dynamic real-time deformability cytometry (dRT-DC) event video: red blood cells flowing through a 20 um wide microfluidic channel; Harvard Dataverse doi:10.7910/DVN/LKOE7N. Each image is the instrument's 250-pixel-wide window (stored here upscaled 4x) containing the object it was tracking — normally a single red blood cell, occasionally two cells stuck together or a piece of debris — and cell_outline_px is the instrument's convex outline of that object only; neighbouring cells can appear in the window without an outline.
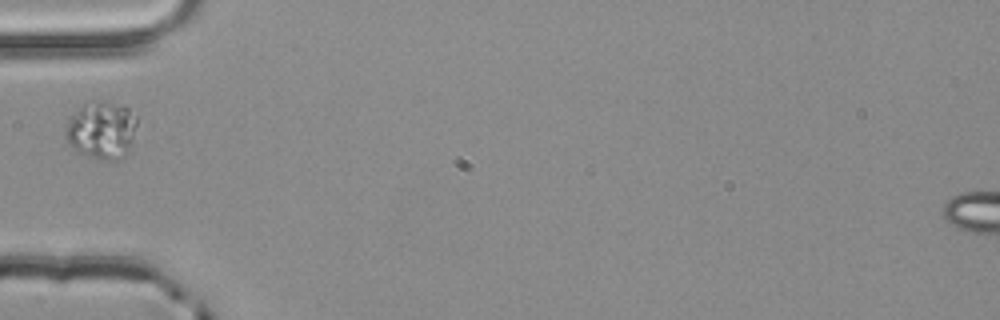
{"species": "common noctule bat (a hibernating species)", "species_latin": "Nyctalus noctula", "temperature_condition": "room temperature", "stored_images_in_passage": 1, "camera_frame_rate_fps": 3000, "um_per_image_px": 0.085, "animal": {"sex": "male", "body_mass_g": 20.4}, "frame": {"image": 1, "passage_image": 1, "time_ms": 0.0, "image_size_px": [1000, 320], "cell_outline_px": [[136, 124], [128, 152], [124, 156], [116, 160], [100, 160], [80, 152], [72, 148], [64, 132], [68, 116], [84, 104], [96, 100], [128, 108], [136, 116]], "centroid_in_image_um": [8.6, 11.06], "position_along_channel_um": 76.4, "area_um2": 23.7}}